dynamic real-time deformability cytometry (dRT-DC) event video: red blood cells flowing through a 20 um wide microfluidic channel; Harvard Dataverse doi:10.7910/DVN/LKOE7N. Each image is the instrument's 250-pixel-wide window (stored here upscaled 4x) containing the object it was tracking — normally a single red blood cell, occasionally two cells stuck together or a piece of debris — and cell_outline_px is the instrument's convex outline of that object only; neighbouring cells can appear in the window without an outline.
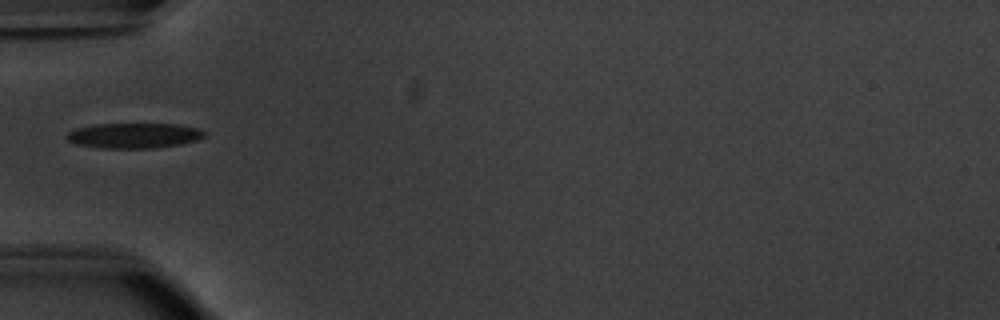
{"species": "common noctule bat (a hibernating species)", "species_latin": "Nyctalus noctula", "temperature_condition": "warm", "stored_images_in_passage": 36, "camera_frame_rate_fps": 3000, "um_per_image_px": 0.085, "animal": {"sex": "male", "body_mass_g": 20.1, "forearm_length_mm": 53.5}, "frame": {"image": 1, "passage_image": 1, "time_ms": 0.0, "image_size_px": [1000, 320], "cell_outline_px": [[204, 136], [196, 140], [180, 144], [156, 148], [100, 148], [76, 144], [68, 140], [64, 136], [68, 132], [76, 128], [92, 124], [180, 124], [200, 128], [204, 132]], "centroid_in_image_um": [11.36, 11.52], "position_along_channel_um": 73.6, "area_um2": 20.35}}
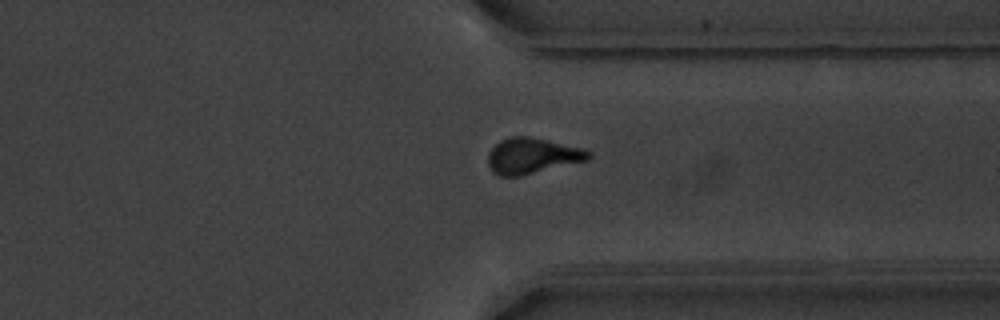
{"frame": {"image": 2, "passage_image": 24, "time_ms": 7.667, "image_size_px": [1000, 320], "cell_outline_px": [[592, 156], [588, 160], [520, 176], [500, 176], [492, 172], [488, 164], [488, 152], [500, 140], [508, 136], [528, 136], [548, 140], [580, 148], [592, 152]], "centroid_in_image_um": [45.21, 13.24], "position_along_channel_um": 366.2, "area_um2": 20.92}}
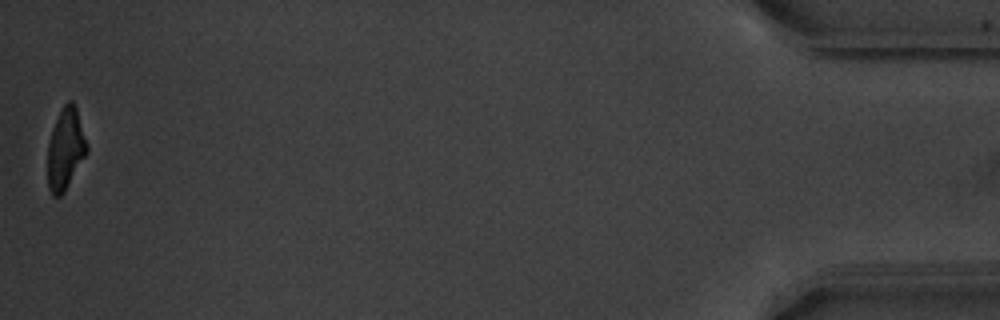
{"frame": {"image": 3, "passage_image": 36, "time_ms": 11.667, "image_size_px": [1000, 320], "cell_outline_px": [[88, 148], [84, 156], [64, 192], [60, 196], [52, 196], [48, 188], [48, 144], [52, 128], [64, 104], [68, 100], [72, 100], [76, 108]], "centroid_in_image_um": [5.54, 12.67], "position_along_channel_um": 429.7, "area_um2": 18.09}, "authors_computed_cell_mechanics": {"area_um2": 20.3456, "velocity_mm_per_s": 3.8075, "shape_relaxation_time_tau1_ms": 3.4162, "shape_relaxation_time_tau2_ms": 2.7585, "deformation_change_tau1": 0.1558, "deformation_change_tau2": 0.1103}}